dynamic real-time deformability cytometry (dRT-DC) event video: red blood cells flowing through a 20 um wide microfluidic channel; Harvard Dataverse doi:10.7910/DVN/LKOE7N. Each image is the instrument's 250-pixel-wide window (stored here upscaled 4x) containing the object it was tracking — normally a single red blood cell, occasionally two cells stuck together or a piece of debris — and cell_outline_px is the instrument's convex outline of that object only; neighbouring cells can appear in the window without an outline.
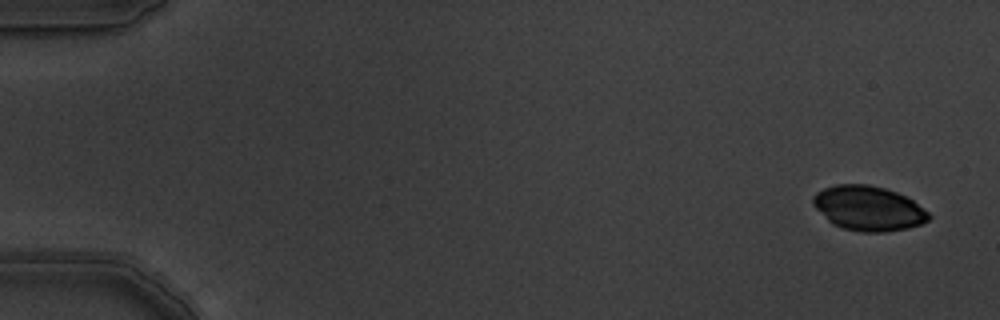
{"species": "common noctule bat (a hibernating species)", "species_latin": "Nyctalus noctula", "temperature_condition": "warm", "stored_images_in_passage": 8, "camera_frame_rate_fps": 3000, "um_per_image_px": 0.085, "animal": {"sex": "male", "body_mass_g": 19.5, "forearm_length_mm": 54.6}, "frame": {"image": 1, "passage_image": 1, "time_ms": 0.0, "image_size_px": [1000, 320], "cell_outline_px": [[932, 216], [928, 220], [920, 224], [908, 228], [884, 232], [860, 232], [844, 228], [832, 224], [812, 204], [812, 196], [816, 192], [824, 188], [836, 184], [868, 184], [884, 188], [896, 192], [912, 200], [928, 212]], "centroid_in_image_um": [73.79, 17.7], "position_along_channel_um": 11.2, "area_um2": 30.06}}